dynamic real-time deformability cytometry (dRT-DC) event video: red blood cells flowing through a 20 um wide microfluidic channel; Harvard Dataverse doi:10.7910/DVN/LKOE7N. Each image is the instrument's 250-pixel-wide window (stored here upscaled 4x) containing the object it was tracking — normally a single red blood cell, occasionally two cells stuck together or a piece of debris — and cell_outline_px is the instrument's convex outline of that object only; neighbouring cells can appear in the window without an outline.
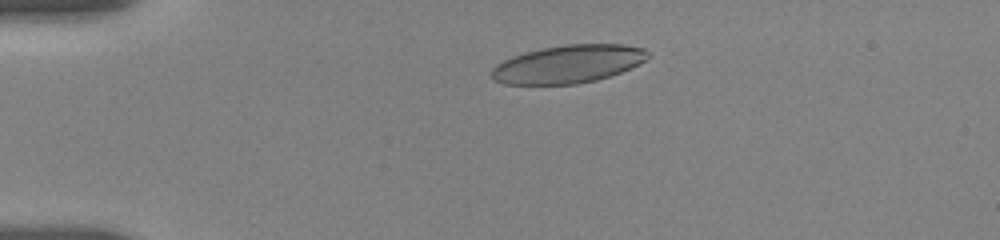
{"species": "human", "species_latin": "Homo sapiens", "temperature_condition": "room temperature", "stored_images_in_passage": 21, "camera_frame_rate_fps": 3000, "um_per_image_px": 0.085, "donor": {"sex": "female"}, "frame": {"image": 1, "passage_image": 7, "time_ms": 2.667, "image_size_px": [1000, 240], "cell_outline_px": [[652, 56], [620, 72], [596, 80], [576, 84], [504, 84], [492, 80], [492, 68], [496, 64], [512, 56], [524, 52], [564, 44], [624, 44], [644, 48]], "centroid_in_image_um": [48.27, 5.44], "position_along_channel_um": 36.7, "area_um2": 34.51}}
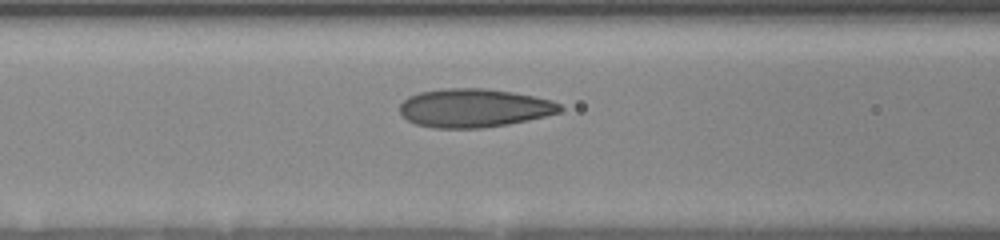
{"frame": {"image": 2, "passage_image": 15, "time_ms": 6.333, "image_size_px": [1000, 240], "cell_outline_px": [[564, 108], [560, 112], [544, 116], [508, 124], [484, 128], [432, 128], [416, 124], [408, 120], [400, 112], [400, 104], [408, 96], [420, 92], [448, 88], [484, 88], [512, 92], [552, 100], [560, 104]], "centroid_in_image_um": [40.29, 9.18], "position_along_channel_um": 126.3, "area_um2": 35.89}}
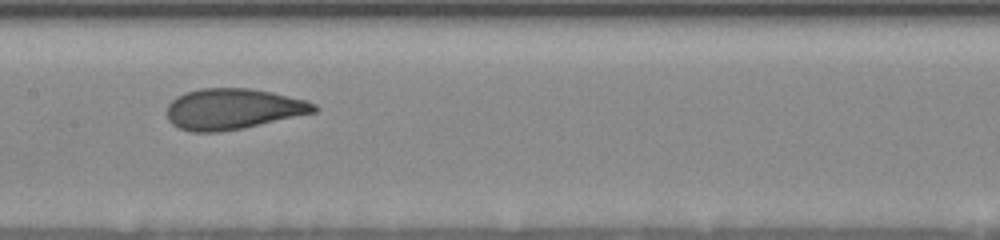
{"frame": {"image": 3, "passage_image": 19, "time_ms": 8.0, "image_size_px": [1000, 240], "cell_outline_px": [[320, 108], [316, 112], [244, 128], [220, 132], [192, 132], [180, 128], [172, 124], [168, 120], [168, 104], [176, 96], [184, 92], [200, 88], [248, 88], [272, 92], [304, 100], [316, 104]], "centroid_in_image_um": [19.79, 9.26], "position_along_channel_um": 187.6, "area_um2": 35.08}}